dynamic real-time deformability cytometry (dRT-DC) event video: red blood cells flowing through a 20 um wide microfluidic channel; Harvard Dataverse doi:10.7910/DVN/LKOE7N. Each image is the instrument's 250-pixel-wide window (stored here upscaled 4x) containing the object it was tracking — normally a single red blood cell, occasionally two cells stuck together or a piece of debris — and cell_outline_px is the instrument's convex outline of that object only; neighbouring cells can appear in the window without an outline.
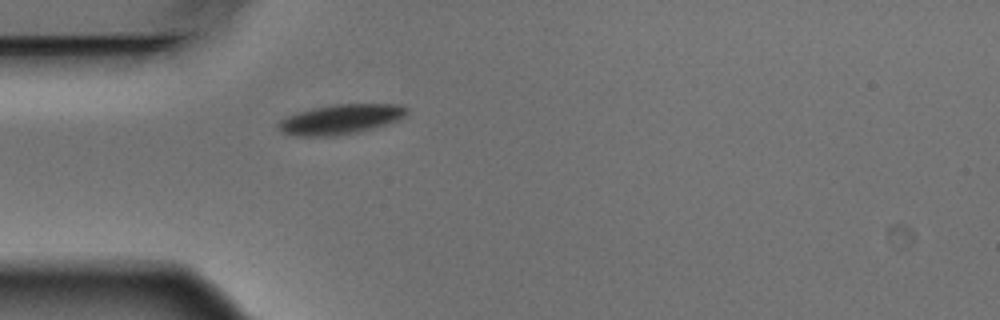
{"species": "Egyptian fruit bat (a non-hibernating species)", "species_latin": "Rousettus aegyptiacus", "temperature_condition": "warm", "stored_images_in_passage": 1, "camera_frame_rate_fps": 3000, "um_per_image_px": 0.085, "animal": {"sex": "male"}, "frame": {"image": 1, "passage_image": 1, "time_ms": 0.0, "image_size_px": [1000, 320], "cell_outline_px": [[408, 112], [400, 120], [372, 128], [356, 132], [332, 136], [296, 136], [284, 132], [276, 124], [280, 120], [288, 116], [312, 108], [332, 104], [400, 104], [408, 108]], "centroid_in_image_um": [28.99, 10.13], "position_along_channel_um": 56.0, "area_um2": 22.14}}